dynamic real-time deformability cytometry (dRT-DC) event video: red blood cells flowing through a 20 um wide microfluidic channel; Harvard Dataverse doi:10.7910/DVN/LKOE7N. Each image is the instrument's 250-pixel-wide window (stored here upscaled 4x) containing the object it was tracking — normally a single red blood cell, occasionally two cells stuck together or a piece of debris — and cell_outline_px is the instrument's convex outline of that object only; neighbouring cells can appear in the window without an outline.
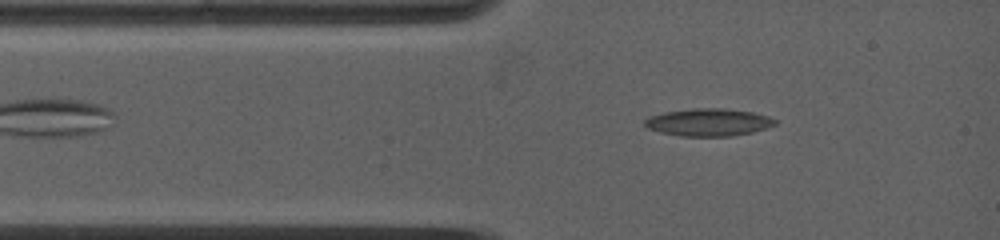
{"species": "common noctule bat (a hibernating species)", "species_latin": "Nyctalus noctula", "temperature_condition": "warm", "stored_images_in_passage": 21, "camera_frame_rate_fps": 5000, "um_per_image_px": 0.085, "animal": {"sex": "female", "body_mass_g": 19.0, "forearm_length_mm": 53.3}, "frame": {"image": 1, "passage_image": 4, "time_ms": 0.8, "image_size_px": [1000, 240], "cell_outline_px": [[780, 120], [776, 124], [768, 128], [752, 132], [732, 136], [680, 136], [660, 132], [648, 128], [644, 124], [644, 120], [652, 116], [664, 112], [692, 108], [724, 108], [752, 112], [768, 116]], "centroid_in_image_um": [60.27, 10.39], "position_along_channel_um": 24.7, "area_um2": 20.98}}
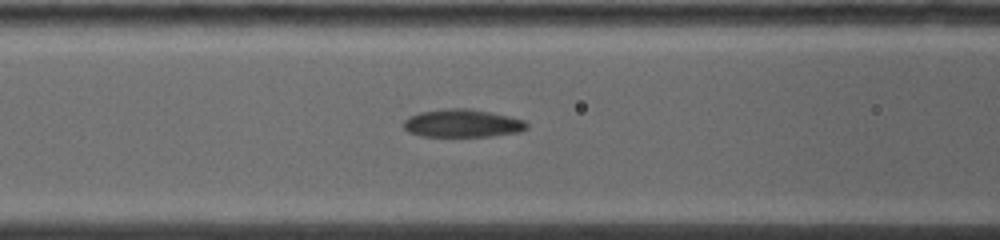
{"frame": {"image": 2, "passage_image": 14, "time_ms": 3.8, "image_size_px": [1000, 240], "cell_outline_px": [[528, 128], [520, 132], [492, 136], [420, 136], [408, 132], [404, 128], [404, 120], [408, 116], [420, 112], [448, 108], [468, 108], [508, 116], [524, 120], [528, 124]], "centroid_in_image_um": [39.29, 10.48], "position_along_channel_um": 127.3, "area_um2": 20.06}}
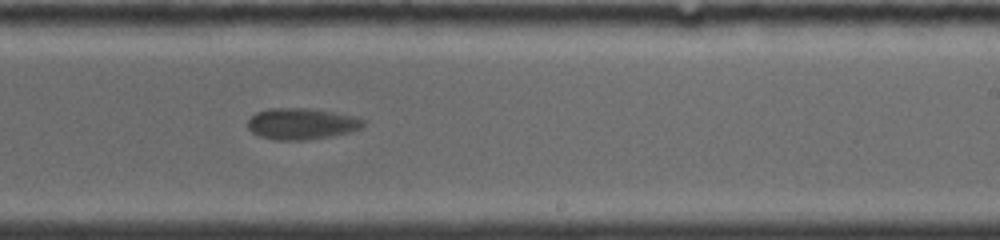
{"frame": {"image": 3, "passage_image": 21, "time_ms": 7.4, "image_size_px": [1000, 240], "cell_outline_px": [[364, 124], [360, 128], [352, 132], [332, 136], [304, 140], [276, 140], [260, 136], [252, 132], [248, 128], [248, 120], [256, 112], [268, 108], [304, 108], [332, 112], [352, 116], [364, 120]], "centroid_in_image_um": [25.61, 10.53], "position_along_channel_um": 263.4, "area_um2": 20.92}}